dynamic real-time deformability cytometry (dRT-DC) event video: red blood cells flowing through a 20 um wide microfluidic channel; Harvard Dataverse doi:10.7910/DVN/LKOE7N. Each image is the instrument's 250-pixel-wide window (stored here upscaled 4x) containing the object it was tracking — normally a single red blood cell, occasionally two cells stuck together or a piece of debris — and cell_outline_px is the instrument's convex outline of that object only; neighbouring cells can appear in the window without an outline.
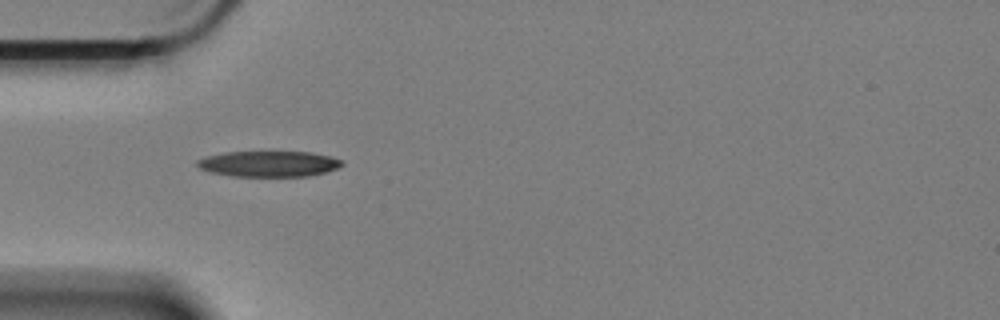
{"species": "Egyptian fruit bat (a non-hibernating species)", "species_latin": "Rousettus aegyptiacus", "temperature_condition": "cold", "stored_images_in_passage": 13, "camera_frame_rate_fps": 3000, "um_per_image_px": 0.085, "animal": {"sex": "female"}, "frame": {"image": 1, "passage_image": 1, "time_ms": 0.0, "image_size_px": [1000, 320], "cell_outline_px": [[344, 164], [336, 168], [324, 172], [308, 176], [232, 176], [208, 172], [200, 168], [196, 164], [196, 160], [208, 156], [224, 152], [312, 152], [332, 156], [344, 160]], "centroid_in_image_um": [22.86, 13.92], "position_along_channel_um": 62.1, "area_um2": 21.79}}
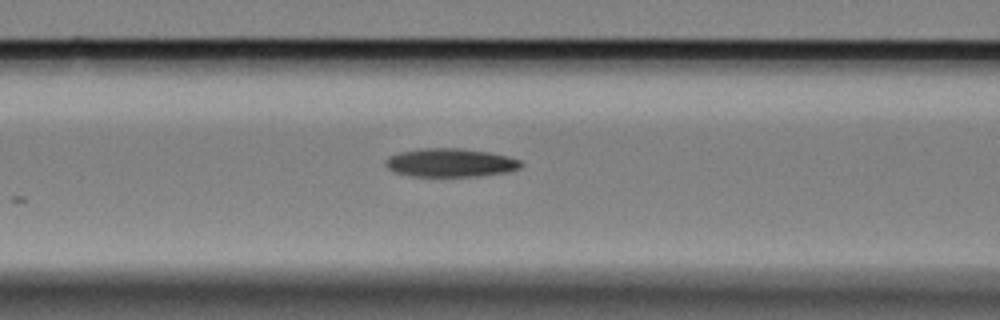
{"frame": {"image": 2, "passage_image": 7, "time_ms": 2.0, "image_size_px": [1000, 320], "cell_outline_px": [[524, 164], [520, 168], [512, 172], [480, 176], [412, 176], [396, 172], [388, 168], [384, 164], [384, 160], [388, 156], [400, 152], [420, 148], [460, 148], [488, 152], [508, 156], [520, 160]], "centroid_in_image_um": [38.31, 13.83], "position_along_channel_um": 128.3, "area_um2": 22.72}}
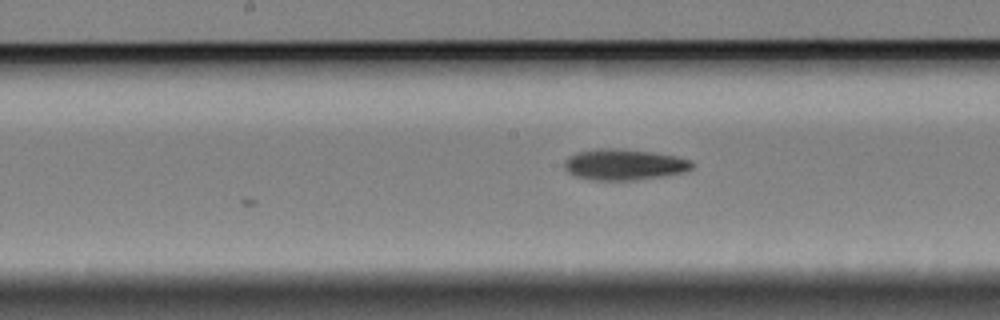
{"frame": {"image": 3, "passage_image": 13, "time_ms": 4.0, "image_size_px": [1000, 320], "cell_outline_px": [[696, 164], [692, 168], [684, 172], [660, 176], [632, 180], [596, 180], [576, 176], [568, 172], [564, 168], [564, 160], [568, 156], [576, 152], [596, 148], [624, 148], [652, 152], [676, 156], [692, 160]], "centroid_in_image_um": [53.04, 13.96], "position_along_channel_um": 195.2, "area_um2": 23.24}}